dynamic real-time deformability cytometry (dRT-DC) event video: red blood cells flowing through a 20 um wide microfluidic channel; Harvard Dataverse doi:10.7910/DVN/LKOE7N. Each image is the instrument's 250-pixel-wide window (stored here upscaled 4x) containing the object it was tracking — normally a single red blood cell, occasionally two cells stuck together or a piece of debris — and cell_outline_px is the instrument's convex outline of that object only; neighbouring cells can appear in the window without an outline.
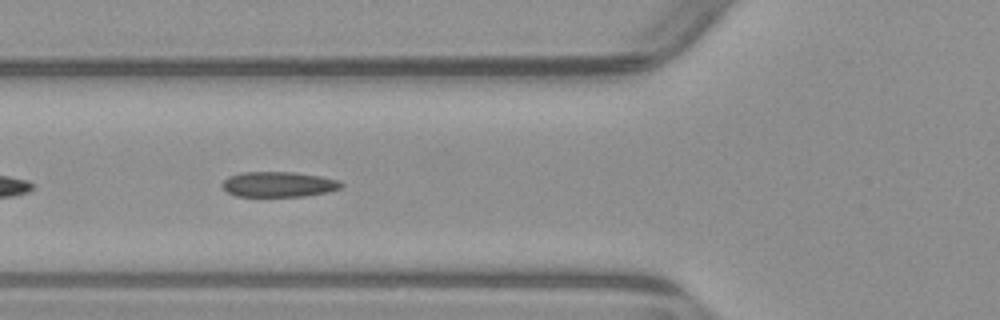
{"species": "common noctule bat (a hibernating species)", "species_latin": "Nyctalus noctula", "temperature_condition": "warm", "stored_images_in_passage": 39, "segment_of_instrument_passage": [1, 2], "camera_frame_rate_fps": 3000, "um_per_image_px": 0.085, "animal": {"sex": "male", "body_mass_g": 23.1, "forearm_length_mm": 52.7}, "frame": {"image": 1, "passage_image": 5, "time_ms": 1.333, "image_size_px": [1000, 320], "cell_outline_px": [[344, 184], [340, 188], [328, 192], [304, 196], [236, 196], [228, 192], [220, 184], [228, 176], [240, 172], [292, 172], [320, 176], [340, 180]], "centroid_in_image_um": [23.68, 15.66], "position_along_channel_um": 102.1, "area_um2": 17.57}}
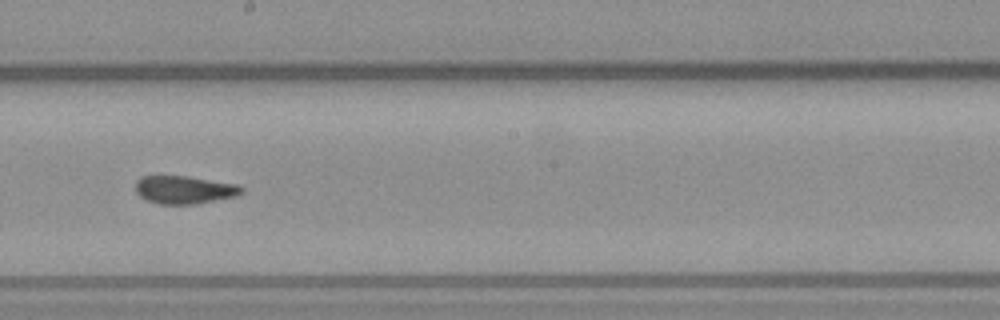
{"frame": {"image": 2, "passage_image": 15, "time_ms": 4.667, "image_size_px": [1000, 320], "cell_outline_px": [[244, 192], [236, 196], [196, 204], [160, 204], [148, 200], [140, 196], [136, 192], [136, 180], [140, 176], [188, 176], [240, 184], [244, 188]], "centroid_in_image_um": [15.71, 16.12], "position_along_channel_um": 232.5, "area_um2": 17.46}}
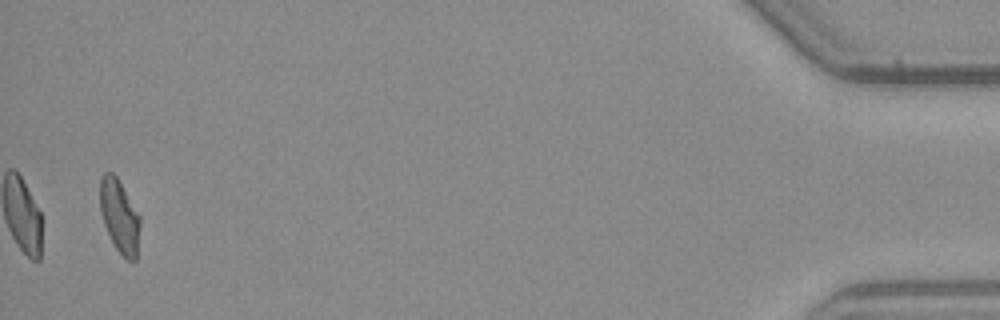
{"frame": {"image": 3, "passage_image": 37, "time_ms": 12.0, "image_size_px": [1000, 320], "cell_outline_px": [[140, 224], [136, 260], [128, 260], [116, 248], [104, 224], [100, 212], [100, 176], [104, 172], [112, 172], [116, 176], [140, 216]], "centroid_in_image_um": [10.15, 18.34], "position_along_channel_um": 425.1, "area_um2": 16.82}}